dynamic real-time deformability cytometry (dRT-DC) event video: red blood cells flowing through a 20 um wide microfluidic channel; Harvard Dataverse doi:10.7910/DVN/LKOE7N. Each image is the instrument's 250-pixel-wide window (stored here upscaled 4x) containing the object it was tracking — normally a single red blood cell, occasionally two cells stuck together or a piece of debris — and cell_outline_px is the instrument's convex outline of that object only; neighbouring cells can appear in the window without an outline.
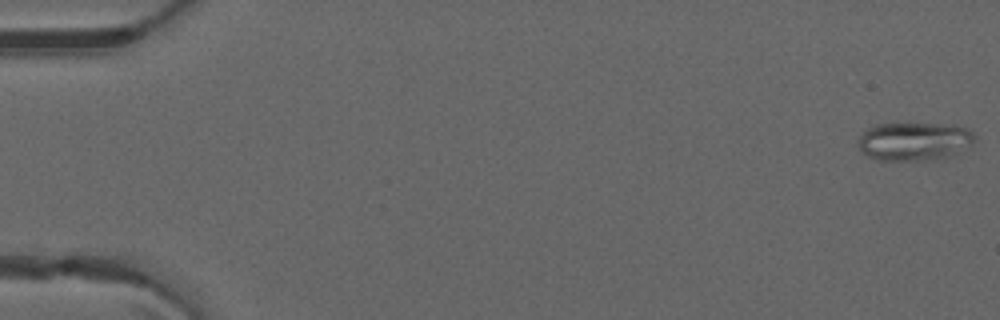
{"species": "common noctule bat (a hibernating species)", "species_latin": "Nyctalus noctula", "temperature_condition": "warm", "stored_images_in_passage": 12, "camera_frame_rate_fps": 3000, "um_per_image_px": 0.085, "animal": {"sex": "male", "forearm_length_mm": 52.5}, "frame": {"image": 1, "passage_image": 1, "time_ms": 0.0, "image_size_px": [1000, 320], "cell_outline_px": [[976, 140], [956, 152], [948, 156], [924, 160], [876, 160], [860, 152], [860, 136], [872, 124], [956, 124], [968, 128], [976, 136]], "centroid_in_image_um": [77.7, 11.99], "position_along_channel_um": 7.3, "area_um2": 25.84}}